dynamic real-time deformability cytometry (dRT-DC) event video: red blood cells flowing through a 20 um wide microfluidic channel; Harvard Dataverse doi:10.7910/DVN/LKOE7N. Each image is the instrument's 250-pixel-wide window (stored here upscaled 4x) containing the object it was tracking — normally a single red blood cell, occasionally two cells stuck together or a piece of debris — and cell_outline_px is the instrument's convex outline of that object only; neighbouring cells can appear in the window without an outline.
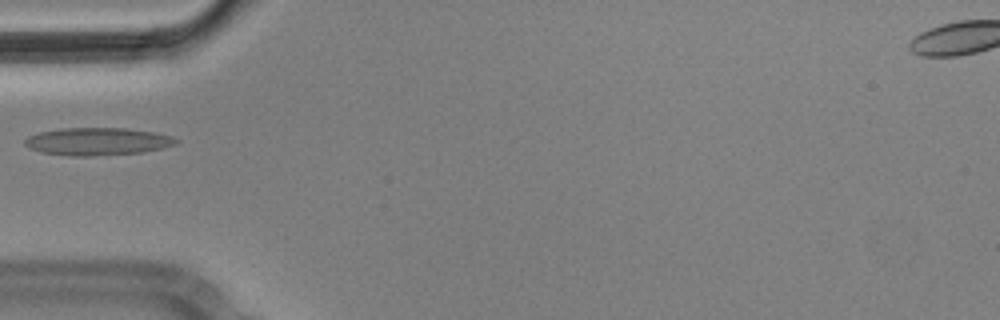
{"species": "Egyptian fruit bat (a non-hibernating species)", "species_latin": "Rousettus aegyptiacus", "temperature_condition": "cold", "stored_images_in_passage": 2, "camera_frame_rate_fps": 3000, "um_per_image_px": 0.085, "animal": {"sex": "male"}, "frame": {"image": 1, "passage_image": 2, "time_ms": 0.333, "image_size_px": [1000, 320], "cell_outline_px": [[180, 140], [176, 144], [164, 148], [140, 152], [92, 156], [68, 156], [40, 152], [28, 148], [24, 144], [24, 140], [28, 136], [40, 132], [60, 128], [124, 128], [152, 132], [172, 136]], "centroid_in_image_um": [8.26, 12.03], "position_along_channel_um": 76.7, "area_um2": 24.39}}